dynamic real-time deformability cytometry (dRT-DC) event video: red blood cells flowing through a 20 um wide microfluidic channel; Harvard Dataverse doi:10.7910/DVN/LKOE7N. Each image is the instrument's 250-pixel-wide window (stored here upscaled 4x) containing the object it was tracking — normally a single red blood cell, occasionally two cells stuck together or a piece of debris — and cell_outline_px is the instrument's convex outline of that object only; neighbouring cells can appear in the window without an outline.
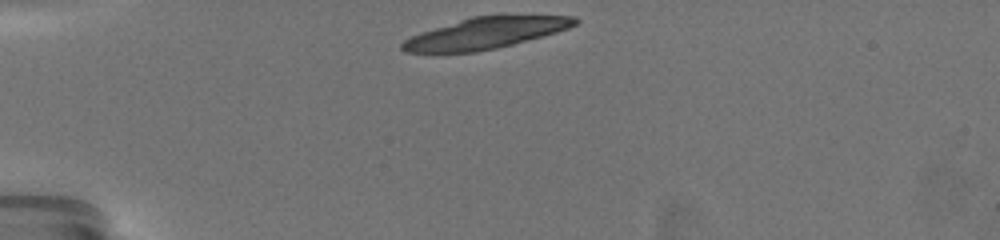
{"species": "common noctule bat (a hibernating species)", "species_latin": "Nyctalus noctula", "temperature_condition": "warm", "stored_images_in_passage": 16, "camera_frame_rate_fps": 3000, "um_per_image_px": 0.085, "animal": {"sex": "female", "body_mass_g": 19.5, "forearm_length_mm": 54.1}, "frame": {"image": 1, "passage_image": 1, "time_ms": 0.0, "image_size_px": [1000, 240], "cell_outline_px": [[580, 20], [576, 24], [568, 28], [556, 32], [512, 44], [496, 48], [472, 52], [404, 52], [400, 48], [400, 44], [404, 40], [420, 32], [472, 16], [504, 12], [576, 16]], "centroid_in_image_um": [41.36, 2.74], "position_along_channel_um": 43.6, "area_um2": 32.37}, "authors_computed_cell_mechanics": {"area_um2": 21.6172, "velocity_mm_per_s": 3.4729, "shape_relaxation_time_tau1_ms": 1.3516, "shape_relaxation_time_tau2_ms": 8.5825, "deformation_change_tau1": 0.2787, "deformation_change_tau2": 0.1432}}